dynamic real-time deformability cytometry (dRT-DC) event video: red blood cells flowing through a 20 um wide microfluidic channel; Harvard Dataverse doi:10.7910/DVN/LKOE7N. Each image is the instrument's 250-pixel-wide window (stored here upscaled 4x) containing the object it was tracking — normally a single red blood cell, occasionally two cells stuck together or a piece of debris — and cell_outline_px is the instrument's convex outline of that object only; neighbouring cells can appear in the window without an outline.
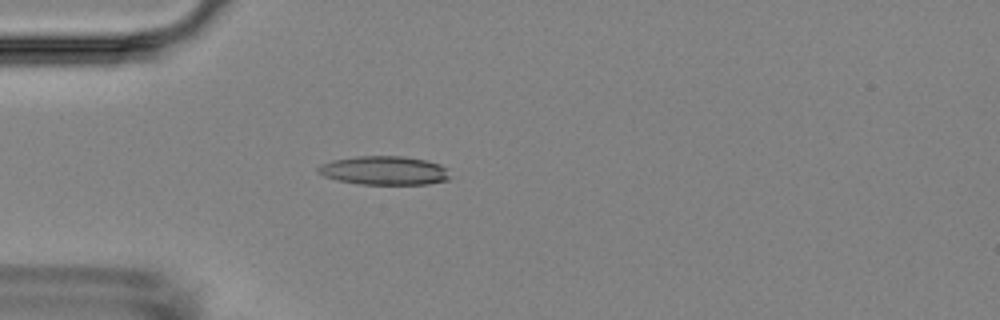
{"species": "Egyptian fruit bat (a non-hibernating species)", "species_latin": "Rousettus aegyptiacus", "temperature_condition": "room temperature", "stored_images_in_passage": 4, "camera_frame_rate_fps": 3000, "um_per_image_px": 0.085, "animal": {"sex": "female"}, "frame": {"image": 1, "passage_image": 4, "time_ms": 4.333, "image_size_px": [1000, 320], "cell_outline_px": [[452, 176], [448, 180], [428, 184], [360, 184], [336, 180], [324, 176], [316, 172], [316, 168], [320, 164], [332, 160], [356, 156], [404, 156], [428, 160], [440, 164], [448, 168]], "centroid_in_image_um": [32.69, 14.49], "position_along_channel_um": 52.3, "area_um2": 22.54}}